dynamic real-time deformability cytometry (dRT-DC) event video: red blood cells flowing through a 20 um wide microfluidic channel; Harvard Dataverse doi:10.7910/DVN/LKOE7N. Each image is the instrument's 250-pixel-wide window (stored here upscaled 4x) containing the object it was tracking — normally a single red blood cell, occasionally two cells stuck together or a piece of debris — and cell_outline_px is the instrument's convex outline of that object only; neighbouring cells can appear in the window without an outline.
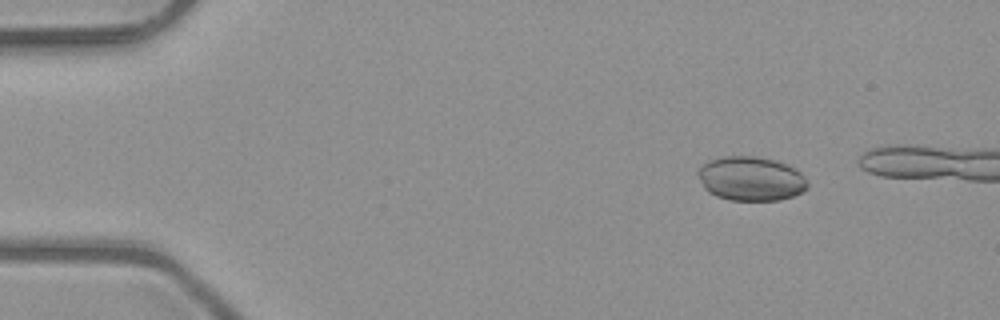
{"species": "common noctule bat (a hibernating species)", "species_latin": "Nyctalus noctula", "temperature_condition": "room temperature", "stored_images_in_passage": 4, "camera_frame_rate_fps": 3000, "um_per_image_px": 0.085, "animal": {"sex": "male", "body_mass_g": 23.1, "forearm_length_mm": 52.7}, "frame": {"image": 1, "passage_image": 2, "time_ms": 0.333, "image_size_px": [1000, 320], "cell_outline_px": [[808, 188], [804, 192], [780, 200], [728, 200], [716, 196], [708, 192], [704, 188], [696, 172], [700, 164], [708, 160], [724, 156], [756, 156], [772, 160], [784, 164], [800, 172], [804, 176], [808, 184]], "centroid_in_image_um": [63.78, 15.19], "position_along_channel_um": 21.2, "area_um2": 28.38}}